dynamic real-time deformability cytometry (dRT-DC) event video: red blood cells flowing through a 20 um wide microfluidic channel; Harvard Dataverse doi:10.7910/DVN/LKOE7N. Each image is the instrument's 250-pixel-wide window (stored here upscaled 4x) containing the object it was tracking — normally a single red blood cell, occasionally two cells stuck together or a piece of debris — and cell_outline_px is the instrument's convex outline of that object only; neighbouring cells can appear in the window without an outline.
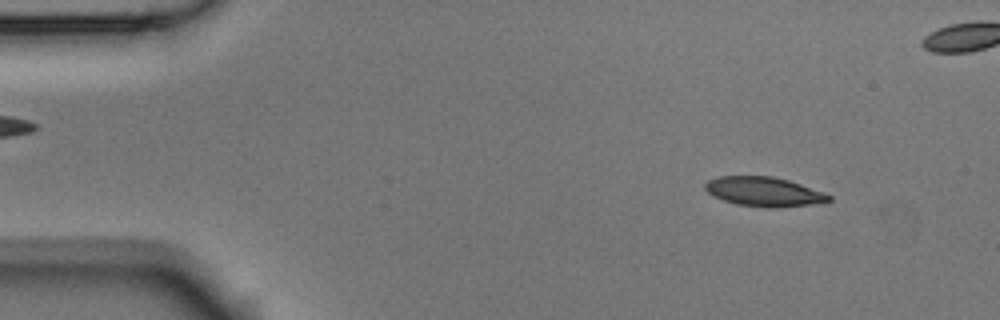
{"species": "Egyptian fruit bat (a non-hibernating species)", "species_latin": "Rousettus aegyptiacus", "temperature_condition": "room temperature", "stored_images_in_passage": 7, "segment_of_instrument_passage": [1, 2], "camera_frame_rate_fps": 3000, "um_per_image_px": 0.085, "animal": {"sex": "male"}, "frame": {"image": 1, "passage_image": 1, "time_ms": 0.0, "image_size_px": [1000, 320], "cell_outline_px": [[832, 200], [824, 204], [772, 208], [764, 208], [736, 204], [712, 196], [704, 188], [704, 184], [708, 180], [720, 176], [772, 176], [788, 180], [824, 192], [832, 196]], "centroid_in_image_um": [64.98, 16.31], "position_along_channel_um": 20.0, "area_um2": 21.56}}
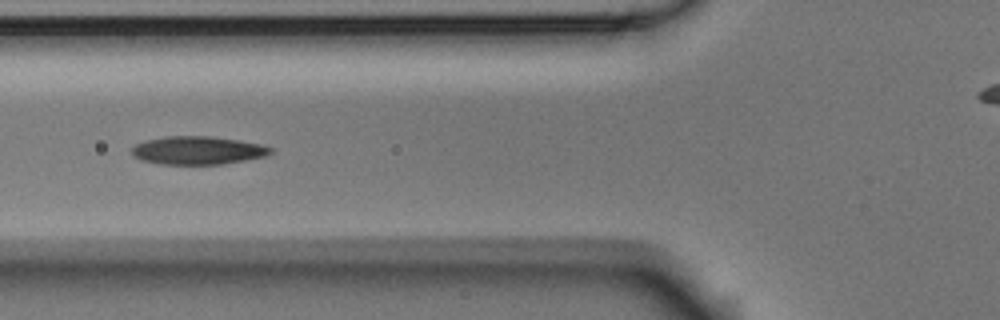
{"frame": {"image": 2, "passage_image": 5, "time_ms": 1.333, "image_size_px": [1000, 320], "cell_outline_px": [[272, 152], [264, 156], [224, 164], [160, 164], [140, 160], [132, 156], [132, 148], [136, 144], [144, 140], [164, 136], [212, 136], [260, 144], [272, 148]], "centroid_in_image_um": [16.75, 12.78], "position_along_channel_um": 109.1, "area_um2": 22.77}}
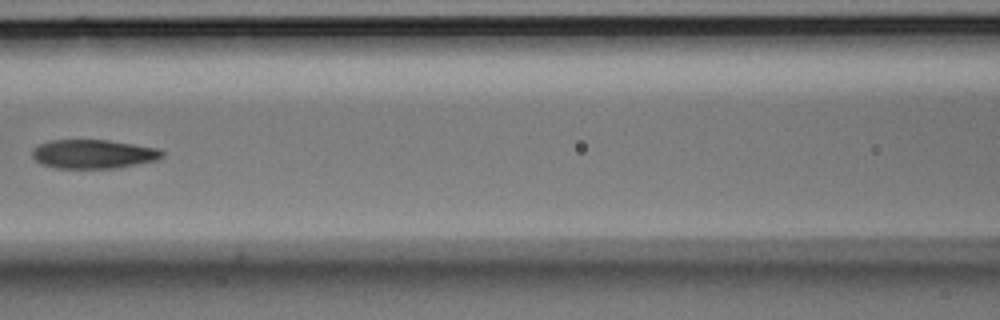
{"frame": {"image": 3, "passage_image": 6, "time_ms": 1.667, "image_size_px": [1000, 320], "cell_outline_px": [[164, 156], [156, 160], [116, 168], [56, 168], [40, 164], [32, 156], [32, 148], [40, 144], [52, 140], [108, 140], [156, 148], [164, 152]], "centroid_in_image_um": [7.9, 13.09], "position_along_channel_um": 158.7, "area_um2": 21.79}}